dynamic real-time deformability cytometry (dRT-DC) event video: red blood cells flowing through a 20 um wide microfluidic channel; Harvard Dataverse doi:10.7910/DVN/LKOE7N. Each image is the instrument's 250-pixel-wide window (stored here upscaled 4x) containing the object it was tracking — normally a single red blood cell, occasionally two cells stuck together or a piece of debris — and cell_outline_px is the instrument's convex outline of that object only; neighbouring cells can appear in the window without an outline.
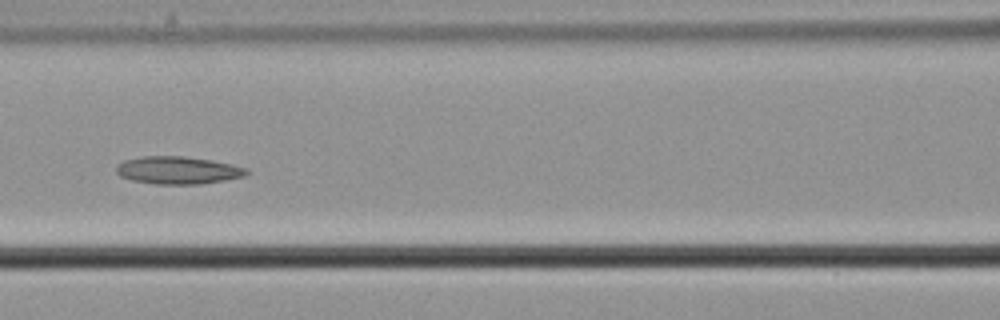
{"species": "common noctule bat (a hibernating species)", "species_latin": "Nyctalus noctula", "temperature_condition": "cold", "stored_images_in_passage": 7, "camera_frame_rate_fps": 3000, "um_per_image_px": 0.085, "animal": {"sex": "male", "body_mass_g": 21.5, "forearm_length_mm": 52.0}, "frame": {"image": 1, "passage_image": 5, "time_ms": 1.333, "image_size_px": [1000, 320], "cell_outline_px": [[248, 172], [244, 176], [224, 180], [200, 184], [156, 184], [132, 180], [120, 176], [116, 172], [116, 164], [124, 160], [140, 156], [184, 156], [212, 160], [232, 164], [248, 168]], "centroid_in_image_um": [15.1, 14.46], "position_along_channel_um": 151.5, "area_um2": 21.04}}
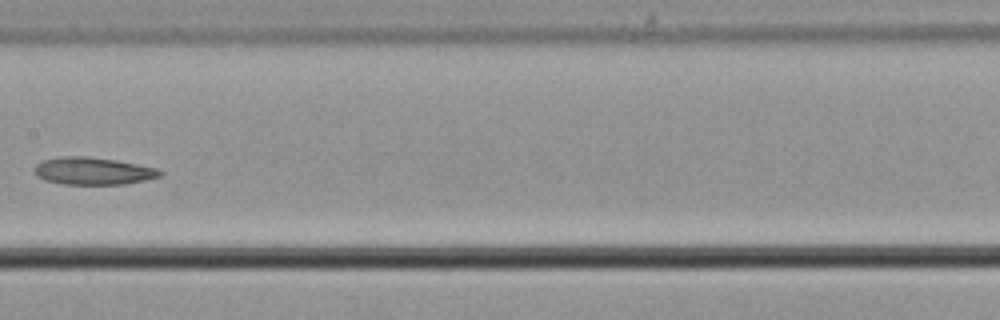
{"frame": {"image": 2, "passage_image": 6, "time_ms": 1.667, "image_size_px": [1000, 320], "cell_outline_px": [[164, 172], [160, 176], [144, 180], [124, 184], [64, 184], [44, 180], [36, 176], [32, 168], [36, 164], [44, 160], [60, 156], [88, 156], [116, 160], [156, 168]], "centroid_in_image_um": [7.86, 14.53], "position_along_channel_um": 199.5, "area_um2": 20.06}}
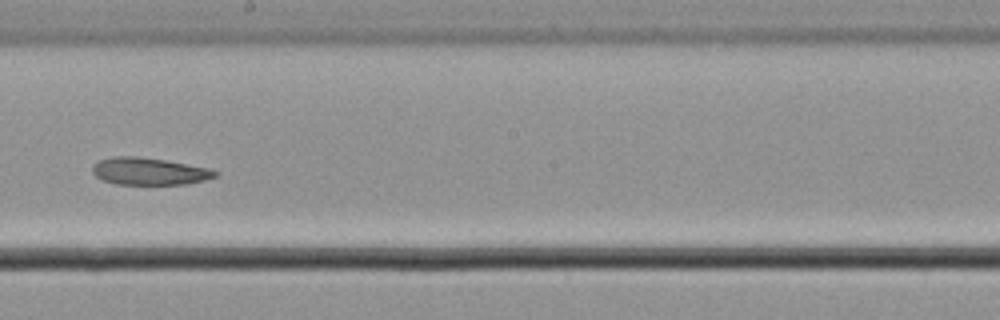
{"frame": {"image": 3, "passage_image": 7, "time_ms": 2.0, "image_size_px": [1000, 320], "cell_outline_px": [[220, 172], [216, 176], [204, 180], [184, 184], [116, 184], [104, 180], [96, 176], [92, 172], [92, 164], [100, 160], [112, 156], [136, 156], [168, 160], [208, 168]], "centroid_in_image_um": [12.67, 14.55], "position_along_channel_um": 235.5, "area_um2": 19.48}}